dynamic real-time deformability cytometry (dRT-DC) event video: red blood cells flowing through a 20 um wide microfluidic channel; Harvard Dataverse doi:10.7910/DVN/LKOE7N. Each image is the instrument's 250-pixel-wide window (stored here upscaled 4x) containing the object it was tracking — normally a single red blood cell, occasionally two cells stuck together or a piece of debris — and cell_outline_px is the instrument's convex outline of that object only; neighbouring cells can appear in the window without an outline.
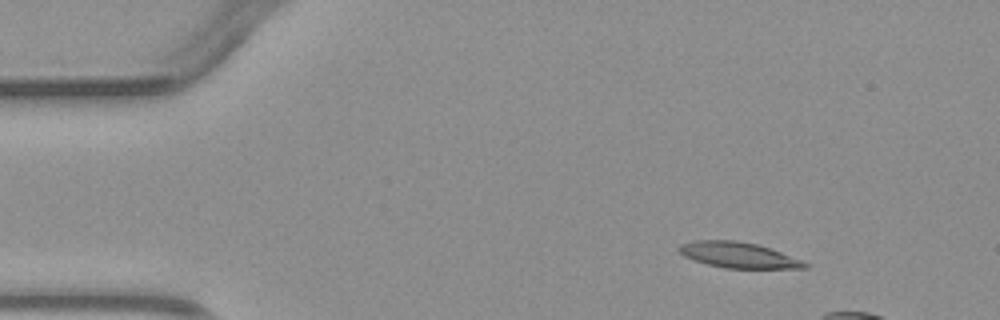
{"species": "common noctule bat (a hibernating species)", "species_latin": "Nyctalus noctula", "temperature_condition": "warm", "stored_images_in_passage": 4, "camera_frame_rate_fps": 3000, "um_per_image_px": 0.085, "animal": {"sex": "male", "body_mass_g": 23.1, "forearm_length_mm": 52.7}, "frame": {"image": 1, "passage_image": 2, "time_ms": 1.333, "image_size_px": [1000, 320], "cell_outline_px": [[812, 264], [808, 268], [724, 268], [708, 264], [684, 256], [676, 248], [680, 244], [696, 240], [736, 240], [756, 244], [780, 252]], "centroid_in_image_um": [62.77, 21.68], "position_along_channel_um": 22.2, "area_um2": 18.67}}